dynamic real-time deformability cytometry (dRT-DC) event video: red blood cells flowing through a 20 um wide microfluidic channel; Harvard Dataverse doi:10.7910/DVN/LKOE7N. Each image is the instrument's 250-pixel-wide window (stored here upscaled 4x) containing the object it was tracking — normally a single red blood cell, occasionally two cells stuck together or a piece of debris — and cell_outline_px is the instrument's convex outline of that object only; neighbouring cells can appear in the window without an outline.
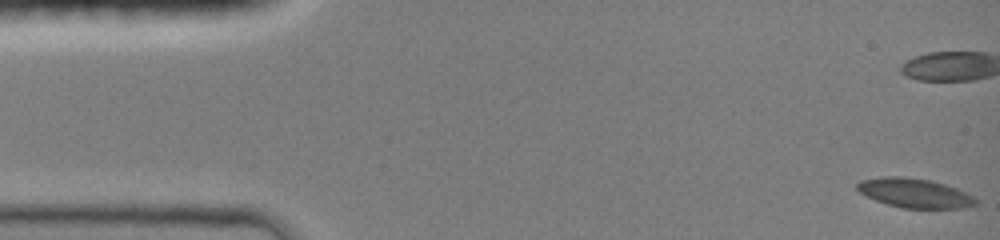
{"species": "common noctule bat (a hibernating species)", "species_latin": "Nyctalus noctula", "temperature_condition": "room temperature", "stored_images_in_passage": 46, "camera_frame_rate_fps": 3000, "um_per_image_px": 0.085, "animal": {"sex": "female", "body_mass_g": 19.0, "forearm_length_mm": 51.5}, "frame": {"image": 1, "passage_image": 1, "time_ms": 0.0, "image_size_px": [1000, 240], "cell_outline_px": [[976, 204], [960, 208], [900, 208], [876, 200], [860, 192], [856, 188], [856, 184], [860, 180], [888, 176], [900, 176], [928, 180], [944, 184], [956, 188], [972, 196], [976, 200]], "centroid_in_image_um": [77.71, 16.41], "position_along_channel_um": 7.3, "area_um2": 19.88}, "authors_computed_cell_mechanics": {"area_um2": 19.652, "velocity_mm_per_s": 4.1186, "shape_relaxation_time_tau1_ms": 6.5806, "shape_relaxation_time_tau2_ms": null, "deformation_change_tau1": 0.1378, "deformation_change_tau2": null}}